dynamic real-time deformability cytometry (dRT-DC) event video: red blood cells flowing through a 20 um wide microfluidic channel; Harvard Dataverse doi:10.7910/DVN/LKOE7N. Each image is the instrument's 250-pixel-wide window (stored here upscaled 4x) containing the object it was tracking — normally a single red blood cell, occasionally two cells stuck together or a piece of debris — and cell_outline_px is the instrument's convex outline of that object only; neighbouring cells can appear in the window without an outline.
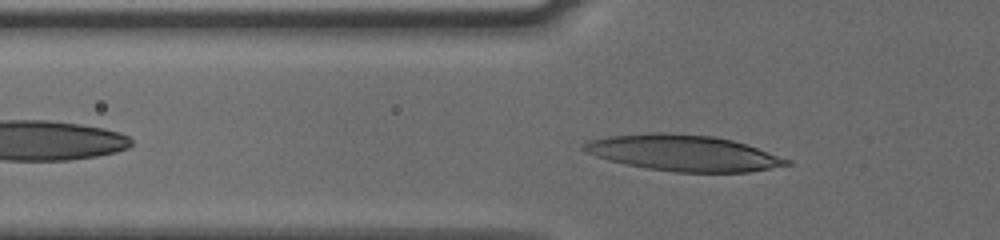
{"species": "human", "species_latin": "Homo sapiens", "temperature_condition": "cold", "stored_images_in_passage": 34, "camera_frame_rate_fps": 3000, "um_per_image_px": 0.085, "donor": {"sex": "male"}, "frame": {"image": 1, "passage_image": 7, "time_ms": 2.0, "image_size_px": [1000, 240], "cell_outline_px": [[792, 164], [748, 172], [676, 172], [648, 168], [608, 160], [584, 152], [580, 148], [580, 144], [588, 140], [608, 136], [652, 132], [660, 132], [712, 136], [732, 140], [792, 160]], "centroid_in_image_um": [58.02, 13.0], "position_along_channel_um": 67.8, "area_um2": 42.37}}
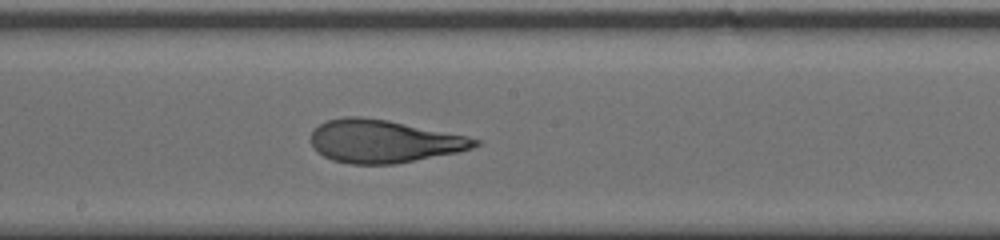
{"frame": {"image": 2, "passage_image": 19, "time_ms": 6.0, "image_size_px": [1000, 240], "cell_outline_px": [[484, 140], [480, 144], [472, 148], [456, 152], [396, 164], [348, 164], [332, 160], [324, 156], [312, 144], [312, 132], [320, 124], [328, 120], [344, 116], [360, 116], [388, 120], [468, 136]], "centroid_in_image_um": [32.65, 12.0], "position_along_channel_um": 215.6, "area_um2": 40.81}}
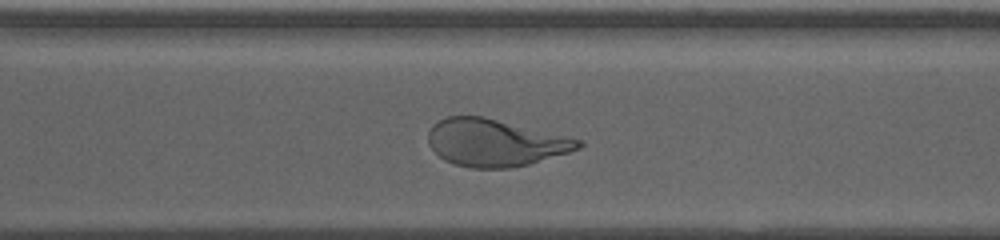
{"frame": {"image": 3, "passage_image": 28, "time_ms": 9.0, "image_size_px": [1000, 240], "cell_outline_px": [[584, 144], [580, 148], [568, 152], [528, 164], [512, 168], [472, 168], [456, 164], [444, 160], [428, 144], [428, 132], [432, 124], [448, 116], [484, 116], [584, 140]], "centroid_in_image_um": [42.08, 12.12], "position_along_channel_um": 328.5, "area_um2": 41.21}, "authors_computed_cell_mechanics": {"area_um2": 40.8935, "velocity_mm_per_s": 3.7881, "shape_relaxation_time_tau1_ms": 5.6494, "shape_relaxation_time_tau2_ms": 1.102, "deformation_change_tau1": 0.2383, "deformation_change_tau2": 0.0852}}